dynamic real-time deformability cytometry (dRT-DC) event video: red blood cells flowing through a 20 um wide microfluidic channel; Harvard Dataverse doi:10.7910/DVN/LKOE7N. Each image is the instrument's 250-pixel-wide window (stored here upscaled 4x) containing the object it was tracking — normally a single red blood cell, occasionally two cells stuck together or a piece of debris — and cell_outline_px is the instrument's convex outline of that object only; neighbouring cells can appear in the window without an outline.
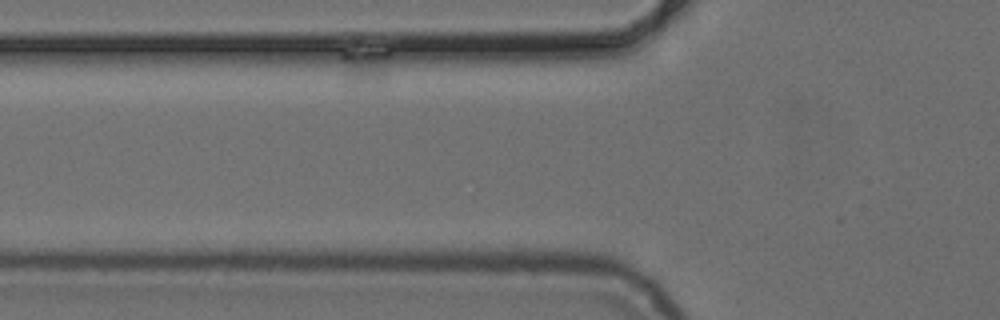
{"species": "common noctule bat (a hibernating species)", "species_latin": "Nyctalus noctula", "temperature_condition": "cold", "stored_images_in_passage": 11, "camera_frame_rate_fps": 3000, "um_per_image_px": 0.085, "animal": {"sex": "female", "body_mass_g": 24.6, "forearm_length_mm": 56.2}, "frame": {"image": 1, "passage_image": 2, "time_ms": 2.0, "image_size_px": [1000, 320], "cell_outline_px": [[392, 52], [384, 80], [376, 84], [352, 84], [344, 80], [340, 56], [340, 52]], "centroid_in_image_um": [31.01, 5.68], "position_along_channel_um": 94.8, "area_um2": 10.29}}
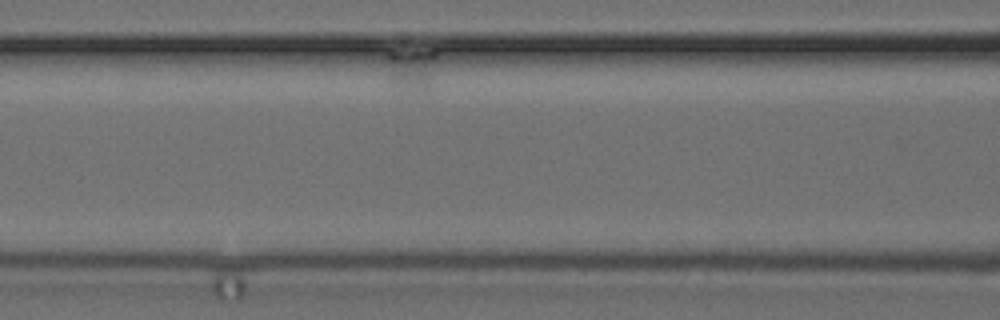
{"frame": {"image": 2, "passage_image": 5, "time_ms": 5.333, "image_size_px": [1000, 320], "cell_outline_px": [[436, 56], [428, 80], [424, 88], [400, 88], [392, 84], [388, 60], [388, 52], [436, 52]], "centroid_in_image_um": [34.91, 5.83], "position_along_channel_um": 131.7, "area_um2": 10.64}}
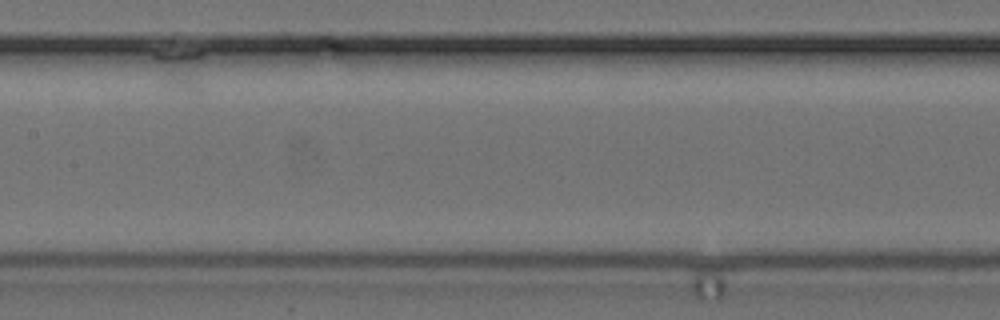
{"frame": {"image": 3, "passage_image": 9, "time_ms": 10.333, "image_size_px": [1000, 320], "cell_outline_px": [[204, 56], [196, 80], [192, 88], [160, 88], [156, 80], [152, 56], [156, 52], [200, 52]], "centroid_in_image_um": [15.04, 5.85], "position_along_channel_um": 192.4, "area_um2": 11.44}}